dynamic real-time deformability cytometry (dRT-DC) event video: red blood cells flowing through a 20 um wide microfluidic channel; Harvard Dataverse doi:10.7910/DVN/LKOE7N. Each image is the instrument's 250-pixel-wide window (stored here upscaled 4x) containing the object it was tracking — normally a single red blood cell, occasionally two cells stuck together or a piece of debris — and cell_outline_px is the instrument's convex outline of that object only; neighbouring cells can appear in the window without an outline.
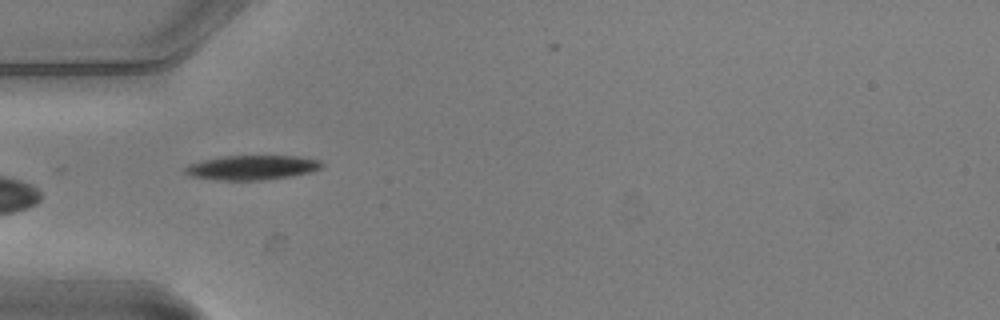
{"species": "common noctule bat (a hibernating species)", "species_latin": "Nyctalus noctula", "temperature_condition": "warm", "stored_images_in_passage": 8, "camera_frame_rate_fps": 3000, "um_per_image_px": 0.085, "animal": {"sex": "male", "body_mass_g": 20.5, "forearm_length_mm": 52.5}, "frame": {"image": 1, "passage_image": 5, "time_ms": 1.333, "image_size_px": [1000, 320], "cell_outline_px": [[324, 164], [320, 168], [312, 172], [292, 176], [264, 180], [216, 180], [188, 176], [184, 172], [184, 168], [188, 164], [204, 160], [224, 156], [300, 156], [320, 160]], "centroid_in_image_um": [21.42, 14.25], "position_along_channel_um": 63.6, "area_um2": 19.71}}
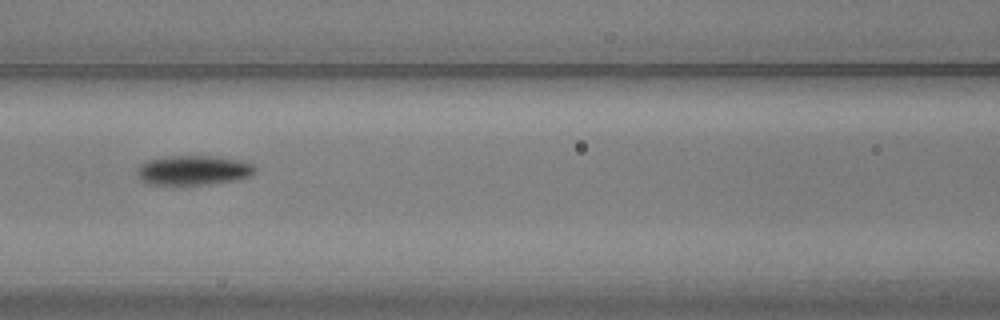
{"frame": {"image": 2, "passage_image": 7, "time_ms": 2.0, "image_size_px": [1000, 320], "cell_outline_px": [[256, 172], [248, 176], [236, 180], [208, 184], [148, 184], [140, 180], [136, 172], [136, 168], [140, 164], [148, 160], [168, 156], [208, 156], [240, 160], [252, 164], [256, 168]], "centroid_in_image_um": [16.4, 14.47], "position_along_channel_um": 150.2, "area_um2": 20.23}}
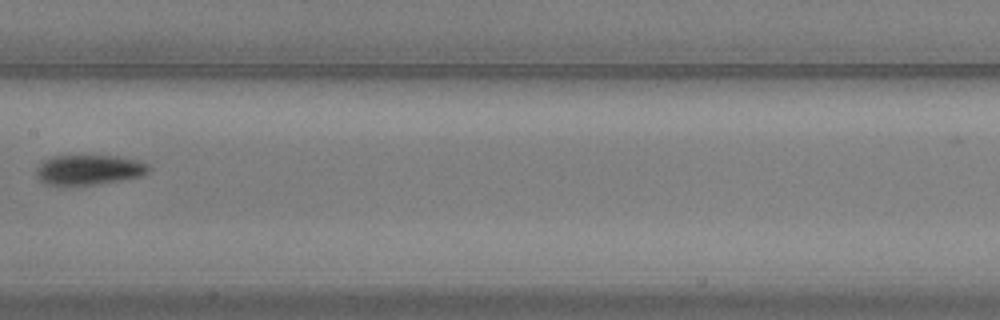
{"frame": {"image": 3, "passage_image": 8, "time_ms": 2.333, "image_size_px": [1000, 320], "cell_outline_px": [[152, 168], [148, 172], [140, 176], [120, 180], [92, 184], [44, 184], [36, 176], [36, 168], [44, 160], [52, 156], [116, 156], [136, 160], [148, 164]], "centroid_in_image_um": [7.55, 14.42], "position_along_channel_um": 199.8, "area_um2": 19.31}}